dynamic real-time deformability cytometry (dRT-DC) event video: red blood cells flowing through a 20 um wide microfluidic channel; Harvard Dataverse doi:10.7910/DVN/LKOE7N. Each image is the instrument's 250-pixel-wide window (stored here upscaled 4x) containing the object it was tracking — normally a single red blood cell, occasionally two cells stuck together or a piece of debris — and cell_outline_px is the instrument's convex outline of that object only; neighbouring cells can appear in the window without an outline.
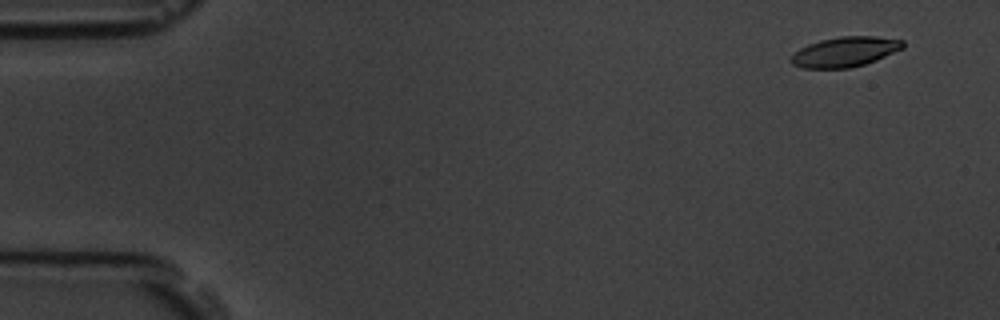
{"species": "common noctule bat (a hibernating species)", "species_latin": "Nyctalus noctula", "temperature_condition": "room temperature", "stored_images_in_passage": 4, "camera_frame_rate_fps": 3000, "um_per_image_px": 0.085, "animal": {"sex": "male", "body_mass_g": 19.5, "forearm_length_mm": 54.6}, "frame": {"image": 1, "passage_image": 1, "time_ms": 0.0, "image_size_px": [1000, 320], "cell_outline_px": [[904, 48], [876, 60], [864, 64], [848, 68], [804, 68], [792, 64], [788, 60], [800, 48], [808, 44], [820, 40], [840, 36], [876, 36], [904, 40]], "centroid_in_image_um": [71.83, 4.4], "position_along_channel_um": 13.2, "area_um2": 19.54}}
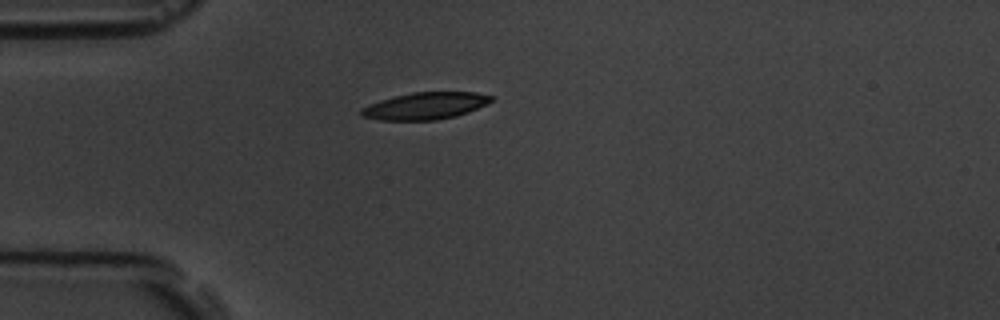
{"frame": {"image": 2, "passage_image": 4, "time_ms": 4.0, "image_size_px": [1000, 320], "cell_outline_px": [[492, 100], [488, 104], [468, 112], [456, 116], [436, 120], [380, 120], [360, 116], [360, 108], [380, 100], [412, 92], [476, 92], [492, 96]], "centroid_in_image_um": [36.14, 9.0], "position_along_channel_um": 48.9, "area_um2": 20.46}}